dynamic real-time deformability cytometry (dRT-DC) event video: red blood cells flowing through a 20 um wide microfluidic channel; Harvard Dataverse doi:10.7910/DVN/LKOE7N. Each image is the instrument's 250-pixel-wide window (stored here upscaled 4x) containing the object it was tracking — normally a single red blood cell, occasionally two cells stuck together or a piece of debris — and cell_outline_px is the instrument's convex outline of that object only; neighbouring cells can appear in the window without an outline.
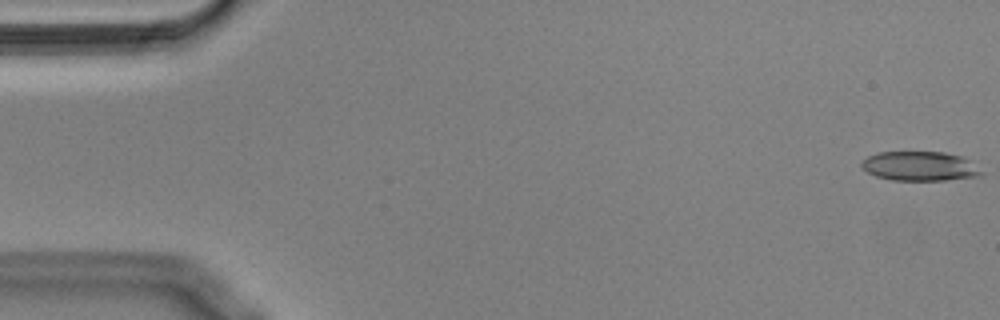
{"species": "Egyptian fruit bat (a non-hibernating species)", "species_latin": "Rousettus aegyptiacus", "temperature_condition": "cold", "stored_images_in_passage": 56, "camera_frame_rate_fps": 3000, "um_per_image_px": 0.085, "animal": {"sex": "male"}, "frame": {"image": 1, "passage_image": 1, "time_ms": 0.0, "image_size_px": [1000, 320], "cell_outline_px": [[984, 172], [980, 176], [944, 180], [892, 180], [876, 176], [868, 172], [860, 164], [868, 156], [880, 152], [944, 152], [964, 156]], "centroid_in_image_um": [78.22, 14.12], "position_along_channel_um": 6.8, "area_um2": 20.46}}
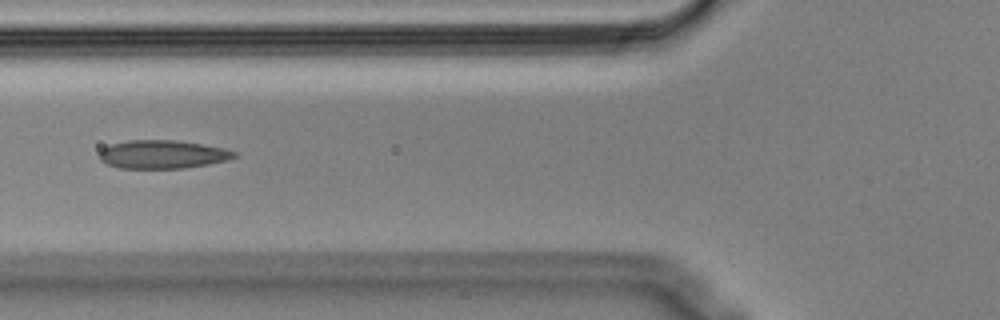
{"frame": {"image": 2, "passage_image": 21, "time_ms": 6.667, "image_size_px": [1000, 320], "cell_outline_px": [[236, 156], [228, 160], [208, 164], [184, 168], [120, 168], [108, 164], [100, 160], [100, 152], [104, 148], [112, 144], [128, 140], [176, 140], [224, 148], [236, 152]], "centroid_in_image_um": [13.82, 13.12], "position_along_channel_um": 112.0, "area_um2": 22.08}}
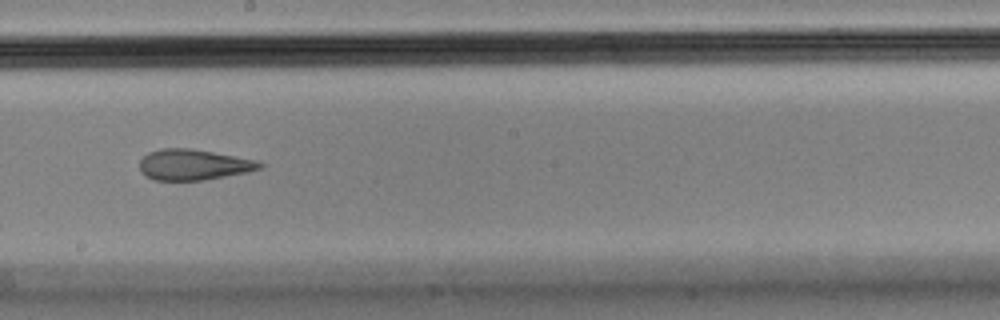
{"frame": {"image": 3, "passage_image": 31, "time_ms": 10.0, "image_size_px": [1000, 320], "cell_outline_px": [[264, 164], [260, 168], [248, 172], [204, 180], [152, 180], [144, 176], [140, 172], [140, 160], [148, 152], [160, 148], [192, 148], [260, 160]], "centroid_in_image_um": [16.45, 13.99], "position_along_channel_um": 231.8, "area_um2": 21.85}, "authors_computed_cell_mechanics": {"area_um2": 22.4842, "velocity_mm_per_s": 3.5828, "shape_relaxation_time_tau1_ms": null, "shape_relaxation_time_tau2_ms": 2.3295, "deformation_change_tau1": null, "deformation_change_tau2": 0.0931}}